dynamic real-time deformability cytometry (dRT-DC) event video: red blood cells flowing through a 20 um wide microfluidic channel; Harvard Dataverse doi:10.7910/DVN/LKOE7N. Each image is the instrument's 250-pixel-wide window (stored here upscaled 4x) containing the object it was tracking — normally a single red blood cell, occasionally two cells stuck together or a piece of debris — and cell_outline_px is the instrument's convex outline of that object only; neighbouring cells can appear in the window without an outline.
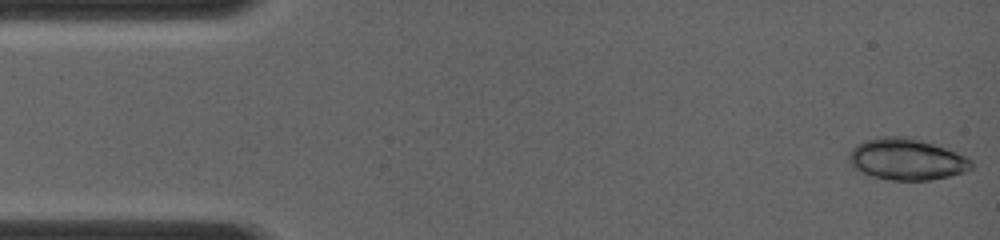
{"species": "common noctule bat (a hibernating species)", "species_latin": "Nyctalus noctula", "temperature_condition": "room temperature", "stored_images_in_passage": 20, "camera_frame_rate_fps": 4000, "um_per_image_px": 0.085, "animal": {"sex": "female", "body_mass_g": 19.0, "forearm_length_mm": 56.7}, "frame": {"image": 1, "passage_image": 1, "time_ms": 0.0, "image_size_px": [1000, 240], "cell_outline_px": [[972, 168], [964, 172], [948, 176], [928, 180], [892, 180], [872, 176], [860, 172], [848, 160], [848, 152], [856, 144], [864, 140], [884, 136], [904, 136], [932, 144], [956, 152], [972, 160]], "centroid_in_image_um": [77.02, 13.54], "position_along_channel_um": 8.0, "area_um2": 29.3}}
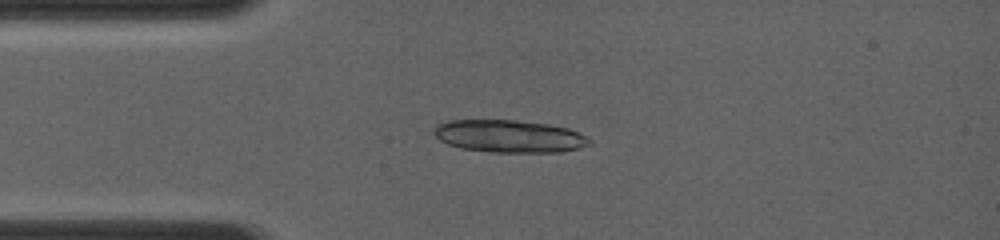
{"frame": {"image": 2, "passage_image": 18, "time_ms": 3.0, "image_size_px": [1000, 240], "cell_outline_px": [[592, 144], [580, 148], [560, 152], [492, 152], [460, 148], [448, 144], [440, 140], [432, 132], [432, 128], [436, 124], [448, 120], [512, 120], [548, 124], [568, 128], [588, 136], [592, 140]], "centroid_in_image_um": [43.29, 11.58], "position_along_channel_um": 41.7, "area_um2": 29.71}}